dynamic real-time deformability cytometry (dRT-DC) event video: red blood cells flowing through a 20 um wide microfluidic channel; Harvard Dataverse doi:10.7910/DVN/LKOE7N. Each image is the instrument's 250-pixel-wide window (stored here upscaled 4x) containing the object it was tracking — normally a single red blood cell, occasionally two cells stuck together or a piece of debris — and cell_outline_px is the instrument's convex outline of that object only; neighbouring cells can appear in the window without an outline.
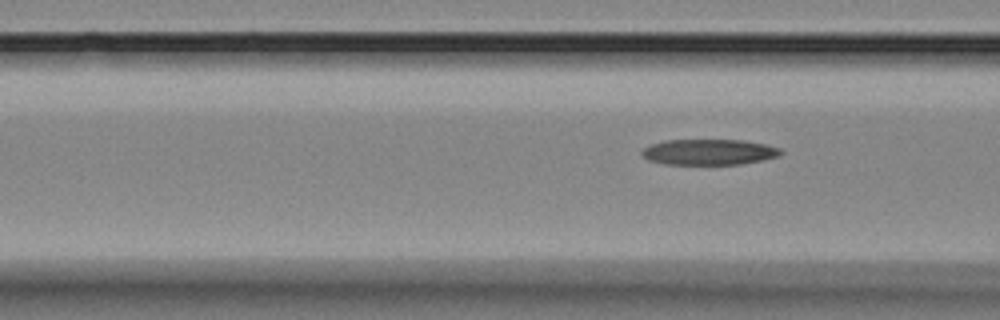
{"species": "Egyptian fruit bat (a non-hibernating species)", "species_latin": "Rousettus aegyptiacus", "temperature_condition": "room temperature", "stored_images_in_passage": 7, "segment_of_instrument_passage": [2, 2], "camera_frame_rate_fps": 3000, "um_per_image_px": 0.085, "animal": {"sex": "female"}, "frame": {"image": 1, "passage_image": 7, "time_ms": 7.667, "image_size_px": [1000, 320], "cell_outline_px": [[784, 152], [780, 156], [764, 160], [740, 164], [664, 164], [648, 160], [640, 152], [644, 148], [652, 144], [664, 140], [744, 140], [764, 144], [780, 148]], "centroid_in_image_um": [60.29, 12.92], "position_along_channel_um": 106.3, "area_um2": 20.87}}